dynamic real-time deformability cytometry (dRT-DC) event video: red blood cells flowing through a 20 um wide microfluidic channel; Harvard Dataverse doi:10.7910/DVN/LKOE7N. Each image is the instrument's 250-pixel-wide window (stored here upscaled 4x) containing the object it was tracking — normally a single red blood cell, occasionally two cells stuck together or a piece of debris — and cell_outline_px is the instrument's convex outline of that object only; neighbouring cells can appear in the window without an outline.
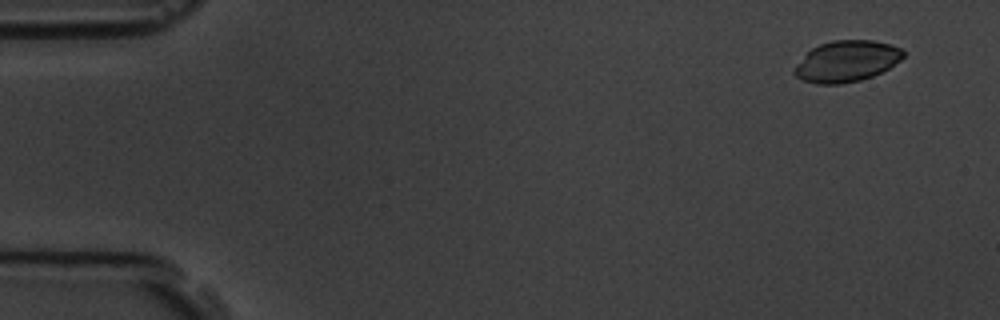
{"species": "common noctule bat (a hibernating species)", "species_latin": "Nyctalus noctula", "temperature_condition": "room temperature", "stored_images_in_passage": 4, "camera_frame_rate_fps": 3000, "um_per_image_px": 0.085, "animal": {"sex": "male", "body_mass_g": 19.5, "forearm_length_mm": 54.6}, "frame": {"image": 1, "passage_image": 1, "time_ms": 0.0, "image_size_px": [1000, 320], "cell_outline_px": [[904, 56], [900, 60], [888, 68], [872, 76], [860, 80], [840, 84], [816, 84], [804, 80], [796, 76], [792, 72], [796, 64], [812, 48], [820, 44], [832, 40], [872, 40], [892, 44], [900, 48], [904, 52]], "centroid_in_image_um": [71.95, 5.2], "position_along_channel_um": 13.0, "area_um2": 26.01}}